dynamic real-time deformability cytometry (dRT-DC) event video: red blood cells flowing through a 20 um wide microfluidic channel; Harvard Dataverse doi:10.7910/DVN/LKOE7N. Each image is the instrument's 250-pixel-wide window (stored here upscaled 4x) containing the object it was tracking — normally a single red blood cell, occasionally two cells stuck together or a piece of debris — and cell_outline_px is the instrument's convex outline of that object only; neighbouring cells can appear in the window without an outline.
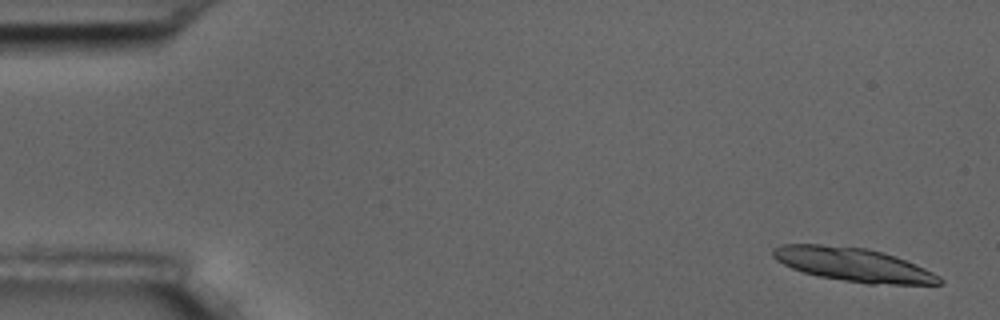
{"species": "common noctule bat (a hibernating species)", "species_latin": "Nyctalus noctula", "temperature_condition": "room temperature", "stored_images_in_passage": 13, "camera_frame_rate_fps": 3000, "um_per_image_px": 0.085, "animal": {"sex": "male", "body_mass_g": 17.5, "forearm_length_mm": 52.3}, "frame": {"image": 1, "passage_image": 1, "time_ms": 0.0, "image_size_px": [1000, 320], "cell_outline_px": [[944, 284], [868, 284], [816, 276], [792, 268], [776, 260], [772, 256], [772, 248], [780, 244], [820, 244], [868, 248], [896, 256], [916, 264], [940, 276], [944, 280]], "centroid_in_image_um": [72.53, 22.49], "position_along_channel_um": 12.5, "area_um2": 32.83}}
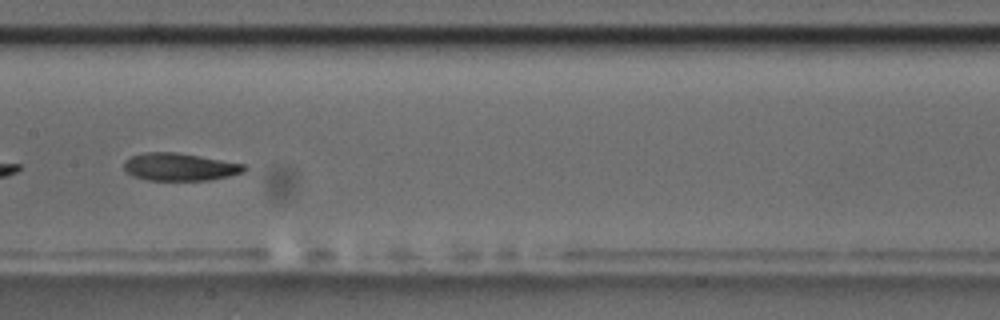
{"frame": {"image": 2, "passage_image": 8, "time_ms": 9.0, "image_size_px": [1000, 320], "cell_outline_px": [[248, 168], [244, 172], [228, 176], [208, 180], [148, 180], [132, 176], [124, 168], [124, 160], [132, 156], [144, 152], [176, 152], [200, 156], [244, 164]], "centroid_in_image_um": [15.27, 14.18], "position_along_channel_um": 192.1, "area_um2": 19.31}}
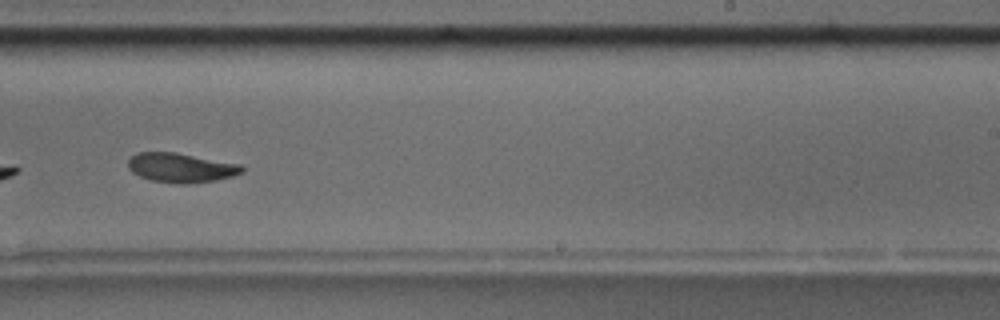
{"frame": {"image": 3, "passage_image": 10, "time_ms": 11.333, "image_size_px": [1000, 320], "cell_outline_px": [[244, 172], [232, 176], [212, 180], [188, 184], [180, 184], [152, 180], [140, 176], [132, 172], [128, 168], [128, 160], [136, 152], [176, 152], [240, 164], [244, 168]], "centroid_in_image_um": [15.37, 14.24], "position_along_channel_um": 273.6, "area_um2": 19.42}, "authors_computed_cell_mechanics": {"area_um2": 19.941, "velocity_mm_per_s": 3.5064, "shape_relaxation_time_tau1_ms": 4.2313, "shape_relaxation_time_tau2_ms": 3.8555, "deformation_change_tau1": 0.1362, "deformation_change_tau2": 0.0957}}